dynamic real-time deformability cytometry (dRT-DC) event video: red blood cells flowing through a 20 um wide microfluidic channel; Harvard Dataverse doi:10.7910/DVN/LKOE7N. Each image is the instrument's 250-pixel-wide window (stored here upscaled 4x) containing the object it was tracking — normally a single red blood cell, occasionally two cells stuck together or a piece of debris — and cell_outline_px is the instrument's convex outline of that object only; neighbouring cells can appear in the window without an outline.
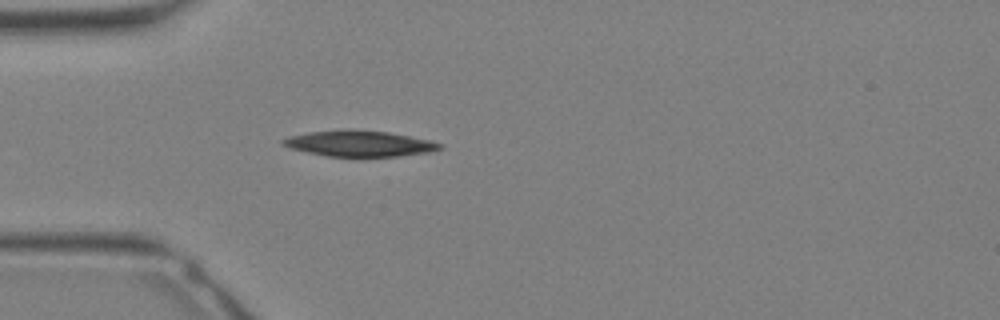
{"species": "Egyptian fruit bat (a non-hibernating species)", "species_latin": "Rousettus aegyptiacus", "temperature_condition": "warm", "stored_images_in_passage": 21, "camera_frame_rate_fps": 3000, "um_per_image_px": 0.085, "animal": {"sex": "female"}, "frame": {"image": 1, "passage_image": 1, "time_ms": 0.0, "image_size_px": [1000, 320], "cell_outline_px": [[444, 148], [428, 152], [400, 156], [328, 156], [288, 148], [280, 144], [280, 140], [288, 136], [308, 132], [388, 132], [432, 140], [444, 144]], "centroid_in_image_um": [30.59, 12.24], "position_along_channel_um": 54.4, "area_um2": 22.83}}
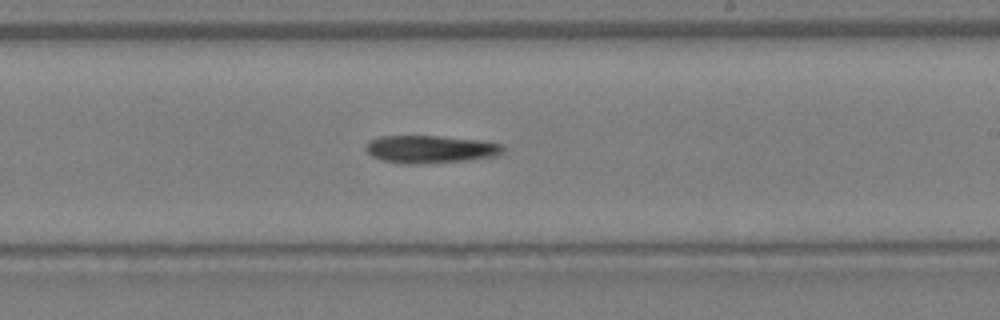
{"frame": {"image": 2, "passage_image": 11, "time_ms": 3.333, "image_size_px": [1000, 320], "cell_outline_px": [[504, 152], [496, 156], [464, 160], [416, 164], [400, 164], [380, 160], [372, 156], [364, 148], [364, 144], [368, 140], [380, 136], [440, 136], [484, 140], [500, 144], [504, 148]], "centroid_in_image_um": [36.53, 12.68], "position_along_channel_um": 252.5, "area_um2": 22.37}}
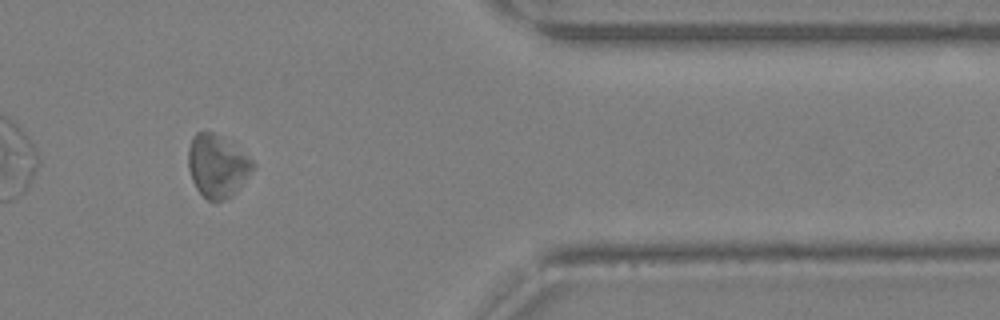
{"frame": {"image": 3, "passage_image": 19, "time_ms": 6.0, "image_size_px": [1000, 320], "cell_outline_px": [[256, 164], [232, 196], [224, 200], [208, 200], [196, 188], [192, 180], [188, 168], [188, 148], [192, 136], [196, 132], [212, 132], [252, 160]], "centroid_in_image_um": [18.41, 14.12], "position_along_channel_um": 393.0, "area_um2": 22.83}}